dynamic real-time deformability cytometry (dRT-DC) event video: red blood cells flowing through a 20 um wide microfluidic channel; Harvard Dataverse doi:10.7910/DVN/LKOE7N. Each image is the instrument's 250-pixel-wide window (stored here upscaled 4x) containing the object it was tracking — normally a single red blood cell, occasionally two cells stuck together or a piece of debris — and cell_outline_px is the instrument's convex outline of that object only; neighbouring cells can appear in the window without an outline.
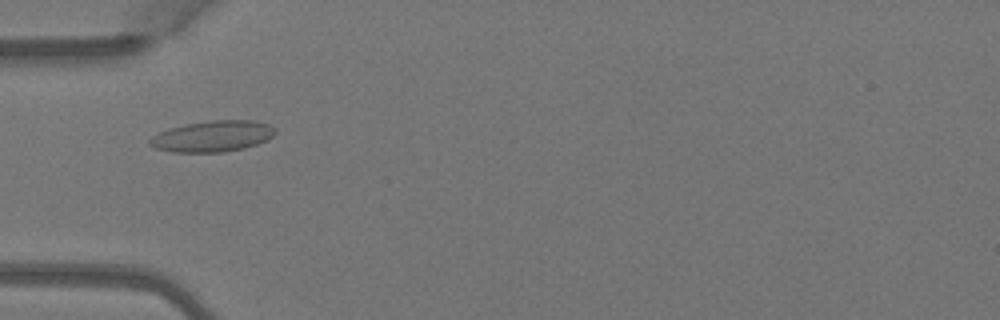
{"species": "Egyptian fruit bat (a non-hibernating species)", "species_latin": "Rousettus aegyptiacus", "temperature_condition": "warm", "stored_images_in_passage": 1, "camera_frame_rate_fps": 3000, "um_per_image_px": 0.085, "animal": {"sex": "female"}, "frame": {"image": 1, "passage_image": 1, "time_ms": 0.0, "image_size_px": [1000, 320], "cell_outline_px": [[276, 132], [268, 140], [244, 148], [224, 152], [172, 152], [156, 148], [148, 144], [148, 140], [152, 136], [168, 128], [208, 120], [252, 120], [268, 124], [276, 128]], "centroid_in_image_um": [18.07, 11.58], "position_along_channel_um": 66.9, "area_um2": 22.77}}